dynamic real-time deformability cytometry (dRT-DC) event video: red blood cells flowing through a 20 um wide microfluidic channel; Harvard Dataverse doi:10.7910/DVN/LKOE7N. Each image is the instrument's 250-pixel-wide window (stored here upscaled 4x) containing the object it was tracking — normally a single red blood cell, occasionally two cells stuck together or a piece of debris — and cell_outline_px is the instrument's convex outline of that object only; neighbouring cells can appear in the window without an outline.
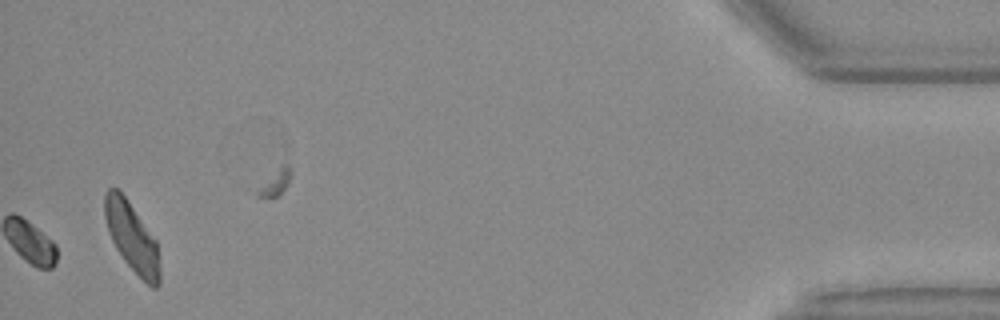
{"species": "Egyptian fruit bat (a non-hibernating species)", "species_latin": "Rousettus aegyptiacus", "temperature_condition": "warm", "stored_images_in_passage": 37, "camera_frame_rate_fps": 3000, "um_per_image_px": 0.085, "animal": {"sex": "female"}, "frame": {"image": 1, "passage_image": 37, "time_ms": 12.0, "image_size_px": [1000, 320], "cell_outline_px": [[160, 284], [156, 288], [152, 288], [124, 260], [116, 248], [108, 232], [104, 216], [104, 192], [108, 188], [116, 188], [124, 196], [156, 240], [160, 268]], "centroid_in_image_um": [11.2, 20.16], "position_along_channel_um": 424.0, "area_um2": 21.85}, "authors_computed_cell_mechanics": {"area_um2": 14.7968, "velocity_mm_per_s": 4.1636, "shape_relaxation_time_tau1_ms": 0.7758, "shape_relaxation_time_tau2_ms": null, "deformation_change_tau1": 0.0703, "deformation_change_tau2": null}}